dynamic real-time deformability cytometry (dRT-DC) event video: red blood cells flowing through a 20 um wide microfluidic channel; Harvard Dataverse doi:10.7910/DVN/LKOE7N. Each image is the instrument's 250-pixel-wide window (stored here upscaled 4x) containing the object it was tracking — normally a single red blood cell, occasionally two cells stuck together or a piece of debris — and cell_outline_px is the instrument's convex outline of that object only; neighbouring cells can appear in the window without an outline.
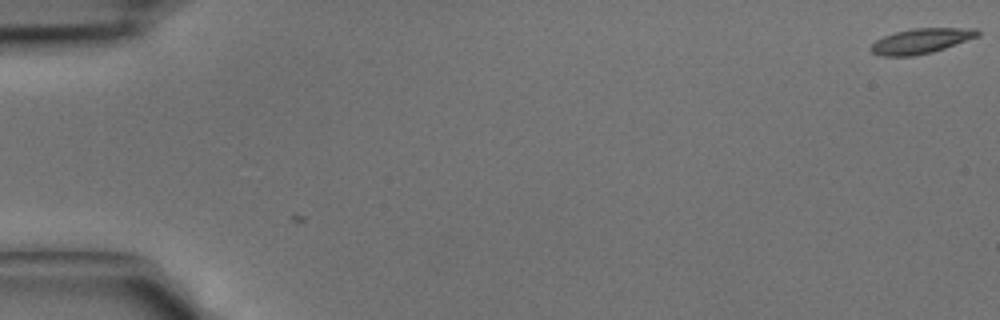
{"species": "common noctule bat (a hibernating species)", "species_latin": "Nyctalus noctula", "temperature_condition": "cold", "stored_images_in_passage": 3, "camera_frame_rate_fps": 3000, "um_per_image_px": 0.085, "animal": {"sex": "male", "body_mass_g": 15.6}, "frame": {"image": 1, "passage_image": 3, "time_ms": 0.667, "image_size_px": [1000, 320], "cell_outline_px": [[980, 36], [932, 52], [912, 56], [880, 56], [872, 52], [868, 48], [876, 40], [884, 36], [896, 32], [912, 28], [976, 28], [980, 32]], "centroid_in_image_um": [78.29, 3.48], "position_along_channel_um": 6.7, "area_um2": 15.61}}